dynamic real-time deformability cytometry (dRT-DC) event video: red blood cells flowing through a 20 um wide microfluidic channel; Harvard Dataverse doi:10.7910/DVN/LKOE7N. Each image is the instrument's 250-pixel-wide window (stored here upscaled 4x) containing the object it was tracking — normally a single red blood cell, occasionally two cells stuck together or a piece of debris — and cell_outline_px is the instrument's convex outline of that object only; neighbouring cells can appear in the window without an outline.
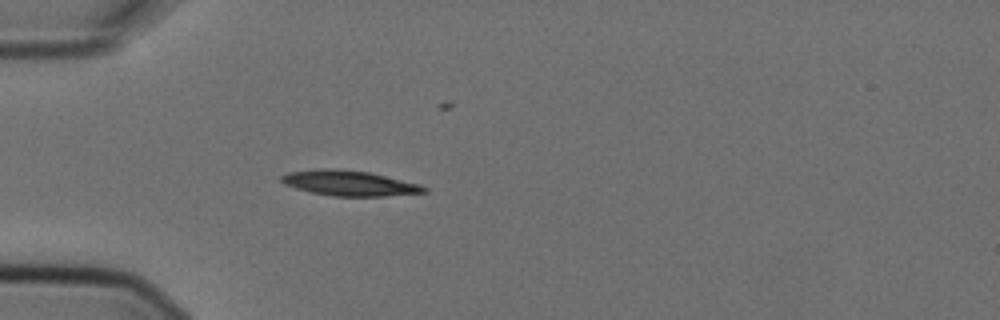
{"species": "Egyptian fruit bat (a non-hibernating species)", "species_latin": "Rousettus aegyptiacus", "temperature_condition": "cold", "stored_images_in_passage": 2, "camera_frame_rate_fps": 3000, "um_per_image_px": 0.085, "animal": {"sex": "female"}, "frame": {"image": 1, "passage_image": 2, "time_ms": 0.333, "image_size_px": [1000, 320], "cell_outline_px": [[428, 192], [384, 196], [332, 196], [312, 192], [296, 188], [284, 184], [280, 180], [280, 176], [288, 172], [320, 168], [332, 168], [368, 172], [420, 184], [428, 188]], "centroid_in_image_um": [29.68, 15.56], "position_along_channel_um": 55.3, "area_um2": 20.92}}